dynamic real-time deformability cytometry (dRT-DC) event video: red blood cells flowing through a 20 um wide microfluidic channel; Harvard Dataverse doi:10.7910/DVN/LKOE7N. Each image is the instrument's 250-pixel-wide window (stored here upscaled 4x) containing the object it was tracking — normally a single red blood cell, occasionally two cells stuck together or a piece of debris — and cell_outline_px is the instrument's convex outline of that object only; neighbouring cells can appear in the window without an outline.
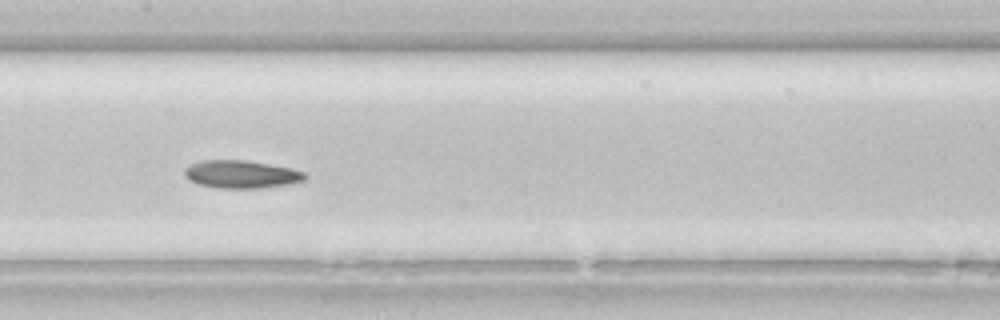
{"species": "common noctule bat (a hibernating species)", "species_latin": "Nyctalus noctula", "temperature_condition": "room temperature", "stored_images_in_passage": 41, "camera_frame_rate_fps": 3000, "um_per_image_px": 0.085, "animal": {"sex": "female", "body_mass_g": 22.7, "forearm_length_mm": 54.2}, "frame": {"image": 1, "passage_image": 18, "time_ms": 5.667, "image_size_px": [1000, 320], "cell_outline_px": [[308, 176], [304, 180], [296, 184], [260, 188], [220, 188], [200, 184], [188, 180], [184, 176], [184, 168], [200, 160], [248, 160], [292, 168], [304, 172]], "centroid_in_image_um": [20.55, 14.81], "position_along_channel_um": 186.8, "area_um2": 19.83}}
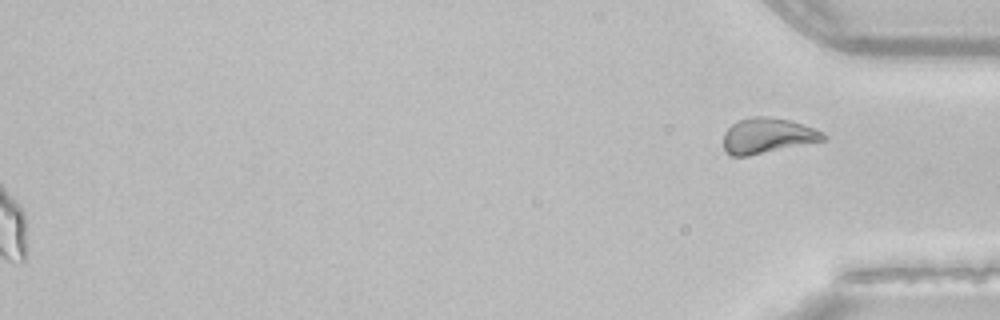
{"frame": {"image": 2, "passage_image": 41, "time_ms": 13.333, "image_size_px": [1000, 320], "cell_outline_px": [[828, 140], [748, 156], [732, 156], [724, 152], [724, 132], [732, 124], [740, 120], [756, 116], [768, 116], [788, 120], [816, 128], [828, 136]], "centroid_in_image_um": [65.27, 11.55], "position_along_channel_um": 369.9, "area_um2": 20.75}}